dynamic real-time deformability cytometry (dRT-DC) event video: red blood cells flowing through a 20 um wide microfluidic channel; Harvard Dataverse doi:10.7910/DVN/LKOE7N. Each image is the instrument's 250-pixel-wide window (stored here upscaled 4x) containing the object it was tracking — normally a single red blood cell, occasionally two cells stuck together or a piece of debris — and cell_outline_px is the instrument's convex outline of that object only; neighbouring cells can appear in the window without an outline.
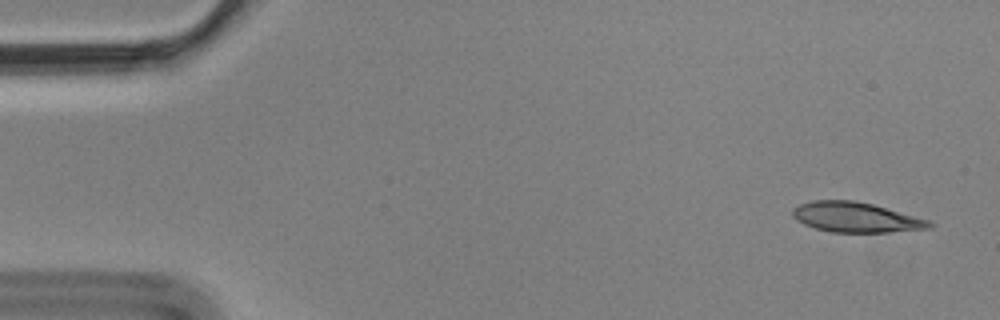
{"species": "Egyptian fruit bat (a non-hibernating species)", "species_latin": "Rousettus aegyptiacus", "temperature_condition": "cold", "stored_images_in_passage": 5, "segment_of_instrument_passage": [2, 2], "camera_frame_rate_fps": 3000, "um_per_image_px": 0.085, "animal": {"sex": "male"}, "frame": {"image": 1, "passage_image": 5, "time_ms": 1.333, "image_size_px": [1000, 320], "cell_outline_px": [[936, 224], [932, 228], [888, 232], [832, 232], [816, 228], [804, 224], [796, 220], [792, 216], [792, 208], [800, 204], [812, 200], [852, 200], [872, 204], [928, 220]], "centroid_in_image_um": [72.73, 18.47], "position_along_channel_um": 12.3, "area_um2": 23.81}}